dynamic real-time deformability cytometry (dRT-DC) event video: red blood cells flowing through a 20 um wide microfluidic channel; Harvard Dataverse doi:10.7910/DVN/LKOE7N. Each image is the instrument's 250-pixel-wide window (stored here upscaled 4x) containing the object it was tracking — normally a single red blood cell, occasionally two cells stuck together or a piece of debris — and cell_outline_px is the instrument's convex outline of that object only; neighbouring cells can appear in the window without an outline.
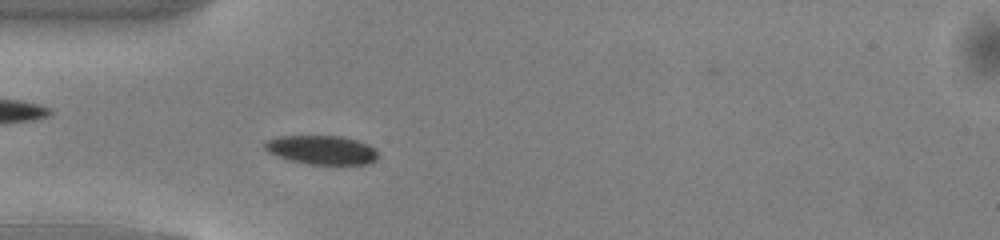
{"species": "common noctule bat (a hibernating species)", "species_latin": "Nyctalus noctula", "temperature_condition": "warm", "stored_images_in_passage": 46, "camera_frame_rate_fps": 3000, "um_per_image_px": 0.085, "animal": {"sex": "male", "body_mass_g": 13.0, "forearm_length_mm": 53.1}, "frame": {"image": 1, "passage_image": 10, "time_ms": 3.0, "image_size_px": [1000, 240], "cell_outline_px": [[380, 156], [376, 160], [368, 164], [308, 164], [288, 160], [276, 156], [268, 152], [264, 148], [264, 140], [276, 136], [344, 136], [368, 144], [376, 148]], "centroid_in_image_um": [27.34, 12.74], "position_along_channel_um": 57.7, "area_um2": 19.48}}
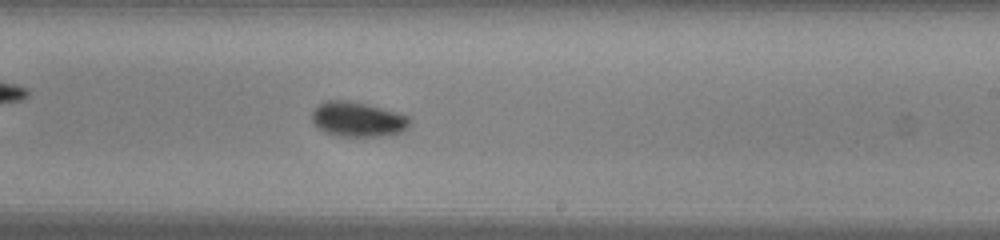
{"frame": {"image": 2, "passage_image": 25, "time_ms": 8.0, "image_size_px": [1000, 240], "cell_outline_px": [[412, 120], [408, 128], [404, 132], [384, 136], [340, 136], [324, 132], [316, 128], [312, 124], [312, 112], [320, 104], [328, 100], [348, 100], [368, 104], [396, 112], [408, 116]], "centroid_in_image_um": [30.42, 10.15], "position_along_channel_um": 258.6, "area_um2": 20.11}}
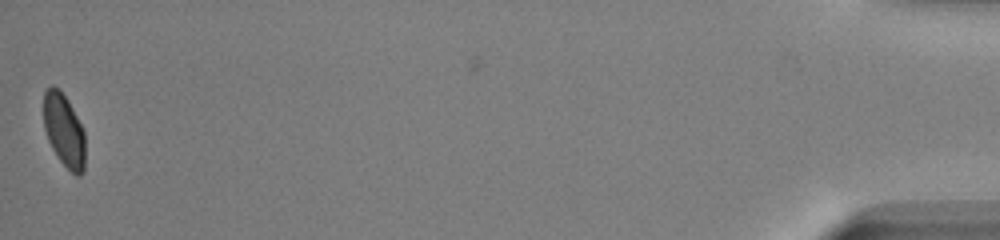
{"frame": {"image": 3, "passage_image": 45, "time_ms": 14.667, "image_size_px": [1000, 240], "cell_outline_px": [[84, 172], [80, 176], [76, 176], [56, 156], [48, 140], [44, 128], [44, 92], [52, 84], [60, 88], [68, 100], [84, 132]], "centroid_in_image_um": [5.43, 11.07], "position_along_channel_um": 429.8, "area_um2": 17.63}, "authors_computed_cell_mechanics": {"area_um2": 19.2185, "velocity_mm_per_s": 4.0965, "shape_relaxation_time_tau1_ms": 2.124, "shape_relaxation_time_tau2_ms": null, "deformation_change_tau1": 0.0987, "deformation_change_tau2": null}}